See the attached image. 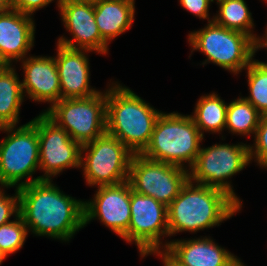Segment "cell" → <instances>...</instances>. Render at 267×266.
I'll list each match as a JSON object with an SVG mask.
<instances>
[{
    "label": "cell",
    "mask_w": 267,
    "mask_h": 266,
    "mask_svg": "<svg viewBox=\"0 0 267 266\" xmlns=\"http://www.w3.org/2000/svg\"><path fill=\"white\" fill-rule=\"evenodd\" d=\"M18 193L19 214L34 234L69 241L84 227V202L62 193L52 180L24 185Z\"/></svg>",
    "instance_id": "1"
},
{
    "label": "cell",
    "mask_w": 267,
    "mask_h": 266,
    "mask_svg": "<svg viewBox=\"0 0 267 266\" xmlns=\"http://www.w3.org/2000/svg\"><path fill=\"white\" fill-rule=\"evenodd\" d=\"M240 208L224 191L188 180L179 195L167 206L169 236L219 226Z\"/></svg>",
    "instance_id": "2"
},
{
    "label": "cell",
    "mask_w": 267,
    "mask_h": 266,
    "mask_svg": "<svg viewBox=\"0 0 267 266\" xmlns=\"http://www.w3.org/2000/svg\"><path fill=\"white\" fill-rule=\"evenodd\" d=\"M106 91V133L120 140L133 154L149 144L161 111L127 87L114 84Z\"/></svg>",
    "instance_id": "3"
},
{
    "label": "cell",
    "mask_w": 267,
    "mask_h": 266,
    "mask_svg": "<svg viewBox=\"0 0 267 266\" xmlns=\"http://www.w3.org/2000/svg\"><path fill=\"white\" fill-rule=\"evenodd\" d=\"M204 135L201 134L190 115L161 113L146 148L140 153L145 158L191 168Z\"/></svg>",
    "instance_id": "4"
},
{
    "label": "cell",
    "mask_w": 267,
    "mask_h": 266,
    "mask_svg": "<svg viewBox=\"0 0 267 266\" xmlns=\"http://www.w3.org/2000/svg\"><path fill=\"white\" fill-rule=\"evenodd\" d=\"M188 36L193 50H199L207 56L203 64L211 61L234 74L246 69L255 55L251 36L220 26L213 19H208L205 28Z\"/></svg>",
    "instance_id": "5"
},
{
    "label": "cell",
    "mask_w": 267,
    "mask_h": 266,
    "mask_svg": "<svg viewBox=\"0 0 267 266\" xmlns=\"http://www.w3.org/2000/svg\"><path fill=\"white\" fill-rule=\"evenodd\" d=\"M14 128L0 127L1 131L9 132L0 142V185L6 188L15 185L19 188L41 180V176L31 177L39 168L37 128L31 122ZM26 177L27 180L22 181Z\"/></svg>",
    "instance_id": "6"
},
{
    "label": "cell",
    "mask_w": 267,
    "mask_h": 266,
    "mask_svg": "<svg viewBox=\"0 0 267 266\" xmlns=\"http://www.w3.org/2000/svg\"><path fill=\"white\" fill-rule=\"evenodd\" d=\"M43 113L83 145L106 133V92L86 98L60 99Z\"/></svg>",
    "instance_id": "7"
},
{
    "label": "cell",
    "mask_w": 267,
    "mask_h": 266,
    "mask_svg": "<svg viewBox=\"0 0 267 266\" xmlns=\"http://www.w3.org/2000/svg\"><path fill=\"white\" fill-rule=\"evenodd\" d=\"M132 156L120 140L105 133L82 145L80 167L90 186L117 185L128 181Z\"/></svg>",
    "instance_id": "8"
},
{
    "label": "cell",
    "mask_w": 267,
    "mask_h": 266,
    "mask_svg": "<svg viewBox=\"0 0 267 266\" xmlns=\"http://www.w3.org/2000/svg\"><path fill=\"white\" fill-rule=\"evenodd\" d=\"M249 163V145L214 144L200 148L194 164L189 168V180L220 189L242 206L231 184L225 180L243 170Z\"/></svg>",
    "instance_id": "9"
},
{
    "label": "cell",
    "mask_w": 267,
    "mask_h": 266,
    "mask_svg": "<svg viewBox=\"0 0 267 266\" xmlns=\"http://www.w3.org/2000/svg\"><path fill=\"white\" fill-rule=\"evenodd\" d=\"M189 180V170L133 154L128 182L133 191L168 206Z\"/></svg>",
    "instance_id": "10"
},
{
    "label": "cell",
    "mask_w": 267,
    "mask_h": 266,
    "mask_svg": "<svg viewBox=\"0 0 267 266\" xmlns=\"http://www.w3.org/2000/svg\"><path fill=\"white\" fill-rule=\"evenodd\" d=\"M131 218L125 241L135 242L142 257L160 250L161 236H169L167 206L131 188Z\"/></svg>",
    "instance_id": "11"
},
{
    "label": "cell",
    "mask_w": 267,
    "mask_h": 266,
    "mask_svg": "<svg viewBox=\"0 0 267 266\" xmlns=\"http://www.w3.org/2000/svg\"><path fill=\"white\" fill-rule=\"evenodd\" d=\"M36 128L39 139V169L41 180H51L66 168H79L82 145L74 141L66 130L57 126L44 113L30 121Z\"/></svg>",
    "instance_id": "12"
},
{
    "label": "cell",
    "mask_w": 267,
    "mask_h": 266,
    "mask_svg": "<svg viewBox=\"0 0 267 266\" xmlns=\"http://www.w3.org/2000/svg\"><path fill=\"white\" fill-rule=\"evenodd\" d=\"M92 201L84 202V226L98 217L108 228L123 238L131 218V186L128 181L117 185L98 186Z\"/></svg>",
    "instance_id": "13"
},
{
    "label": "cell",
    "mask_w": 267,
    "mask_h": 266,
    "mask_svg": "<svg viewBox=\"0 0 267 266\" xmlns=\"http://www.w3.org/2000/svg\"><path fill=\"white\" fill-rule=\"evenodd\" d=\"M65 28L73 35L72 39L60 37L58 44L71 49H86L105 54L108 44L101 38L94 15V4L59 3Z\"/></svg>",
    "instance_id": "14"
},
{
    "label": "cell",
    "mask_w": 267,
    "mask_h": 266,
    "mask_svg": "<svg viewBox=\"0 0 267 266\" xmlns=\"http://www.w3.org/2000/svg\"><path fill=\"white\" fill-rule=\"evenodd\" d=\"M55 62L59 74L61 99L86 98L97 94L89 86V60L86 49H71L57 43ZM85 51V52H83Z\"/></svg>",
    "instance_id": "15"
},
{
    "label": "cell",
    "mask_w": 267,
    "mask_h": 266,
    "mask_svg": "<svg viewBox=\"0 0 267 266\" xmlns=\"http://www.w3.org/2000/svg\"><path fill=\"white\" fill-rule=\"evenodd\" d=\"M35 25L31 16L15 9L0 14V62L11 66L12 60L25 58L34 43Z\"/></svg>",
    "instance_id": "16"
},
{
    "label": "cell",
    "mask_w": 267,
    "mask_h": 266,
    "mask_svg": "<svg viewBox=\"0 0 267 266\" xmlns=\"http://www.w3.org/2000/svg\"><path fill=\"white\" fill-rule=\"evenodd\" d=\"M22 62L25 73L21 82L23 94L27 93L29 98L37 102H50L51 105L58 102L61 88L55 57L30 56Z\"/></svg>",
    "instance_id": "17"
},
{
    "label": "cell",
    "mask_w": 267,
    "mask_h": 266,
    "mask_svg": "<svg viewBox=\"0 0 267 266\" xmlns=\"http://www.w3.org/2000/svg\"><path fill=\"white\" fill-rule=\"evenodd\" d=\"M161 247L184 266H233L239 261L210 237L170 241Z\"/></svg>",
    "instance_id": "18"
},
{
    "label": "cell",
    "mask_w": 267,
    "mask_h": 266,
    "mask_svg": "<svg viewBox=\"0 0 267 266\" xmlns=\"http://www.w3.org/2000/svg\"><path fill=\"white\" fill-rule=\"evenodd\" d=\"M135 1L97 0L94 15L101 38L108 44L111 39L124 33L134 21Z\"/></svg>",
    "instance_id": "19"
},
{
    "label": "cell",
    "mask_w": 267,
    "mask_h": 266,
    "mask_svg": "<svg viewBox=\"0 0 267 266\" xmlns=\"http://www.w3.org/2000/svg\"><path fill=\"white\" fill-rule=\"evenodd\" d=\"M23 98L22 83L14 68L3 65L0 68V127L16 126Z\"/></svg>",
    "instance_id": "20"
},
{
    "label": "cell",
    "mask_w": 267,
    "mask_h": 266,
    "mask_svg": "<svg viewBox=\"0 0 267 266\" xmlns=\"http://www.w3.org/2000/svg\"><path fill=\"white\" fill-rule=\"evenodd\" d=\"M227 106L224 100L212 93L198 100L194 115L190 116L202 135L204 131L221 132L226 127Z\"/></svg>",
    "instance_id": "21"
},
{
    "label": "cell",
    "mask_w": 267,
    "mask_h": 266,
    "mask_svg": "<svg viewBox=\"0 0 267 266\" xmlns=\"http://www.w3.org/2000/svg\"><path fill=\"white\" fill-rule=\"evenodd\" d=\"M219 4V13L213 17V21L229 30L238 31L251 36L256 35L251 32L253 28V18L244 0H216Z\"/></svg>",
    "instance_id": "22"
},
{
    "label": "cell",
    "mask_w": 267,
    "mask_h": 266,
    "mask_svg": "<svg viewBox=\"0 0 267 266\" xmlns=\"http://www.w3.org/2000/svg\"><path fill=\"white\" fill-rule=\"evenodd\" d=\"M261 117L262 115L250 102L239 97L227 106L225 128L233 134H255Z\"/></svg>",
    "instance_id": "23"
},
{
    "label": "cell",
    "mask_w": 267,
    "mask_h": 266,
    "mask_svg": "<svg viewBox=\"0 0 267 266\" xmlns=\"http://www.w3.org/2000/svg\"><path fill=\"white\" fill-rule=\"evenodd\" d=\"M246 69L250 96L244 97V99L250 102L262 116H266L267 66L253 59Z\"/></svg>",
    "instance_id": "24"
},
{
    "label": "cell",
    "mask_w": 267,
    "mask_h": 266,
    "mask_svg": "<svg viewBox=\"0 0 267 266\" xmlns=\"http://www.w3.org/2000/svg\"><path fill=\"white\" fill-rule=\"evenodd\" d=\"M15 219L0 226V250L6 257L20 250L28 235L22 216L18 214Z\"/></svg>",
    "instance_id": "25"
},
{
    "label": "cell",
    "mask_w": 267,
    "mask_h": 266,
    "mask_svg": "<svg viewBox=\"0 0 267 266\" xmlns=\"http://www.w3.org/2000/svg\"><path fill=\"white\" fill-rule=\"evenodd\" d=\"M254 141L255 146L249 145L250 161L255 158L260 166L267 168V115L261 117Z\"/></svg>",
    "instance_id": "26"
},
{
    "label": "cell",
    "mask_w": 267,
    "mask_h": 266,
    "mask_svg": "<svg viewBox=\"0 0 267 266\" xmlns=\"http://www.w3.org/2000/svg\"><path fill=\"white\" fill-rule=\"evenodd\" d=\"M15 214V217L19 214V193L16 189L14 197L6 196L4 191L0 188V226L9 221V218Z\"/></svg>",
    "instance_id": "27"
},
{
    "label": "cell",
    "mask_w": 267,
    "mask_h": 266,
    "mask_svg": "<svg viewBox=\"0 0 267 266\" xmlns=\"http://www.w3.org/2000/svg\"><path fill=\"white\" fill-rule=\"evenodd\" d=\"M211 2L214 0H180L183 8L201 19L209 18L208 9Z\"/></svg>",
    "instance_id": "28"
},
{
    "label": "cell",
    "mask_w": 267,
    "mask_h": 266,
    "mask_svg": "<svg viewBox=\"0 0 267 266\" xmlns=\"http://www.w3.org/2000/svg\"><path fill=\"white\" fill-rule=\"evenodd\" d=\"M53 0H11L12 9L26 15H33L36 10L45 7Z\"/></svg>",
    "instance_id": "29"
},
{
    "label": "cell",
    "mask_w": 267,
    "mask_h": 266,
    "mask_svg": "<svg viewBox=\"0 0 267 266\" xmlns=\"http://www.w3.org/2000/svg\"><path fill=\"white\" fill-rule=\"evenodd\" d=\"M152 253H158L161 257H162V260L164 261L163 264L164 266H184L182 265L180 262H178L166 249L164 250H156V251H153L149 254H152Z\"/></svg>",
    "instance_id": "30"
},
{
    "label": "cell",
    "mask_w": 267,
    "mask_h": 266,
    "mask_svg": "<svg viewBox=\"0 0 267 266\" xmlns=\"http://www.w3.org/2000/svg\"><path fill=\"white\" fill-rule=\"evenodd\" d=\"M265 38V39H263ZM263 38H255L254 39V52H256L258 49L260 48H264V47H267V30H266V34H265V37ZM262 63L263 65L267 66V63L265 62H260Z\"/></svg>",
    "instance_id": "31"
},
{
    "label": "cell",
    "mask_w": 267,
    "mask_h": 266,
    "mask_svg": "<svg viewBox=\"0 0 267 266\" xmlns=\"http://www.w3.org/2000/svg\"><path fill=\"white\" fill-rule=\"evenodd\" d=\"M11 8V0H0V14L6 13Z\"/></svg>",
    "instance_id": "32"
},
{
    "label": "cell",
    "mask_w": 267,
    "mask_h": 266,
    "mask_svg": "<svg viewBox=\"0 0 267 266\" xmlns=\"http://www.w3.org/2000/svg\"><path fill=\"white\" fill-rule=\"evenodd\" d=\"M97 0H58V6L59 3H91L94 4Z\"/></svg>",
    "instance_id": "33"
},
{
    "label": "cell",
    "mask_w": 267,
    "mask_h": 266,
    "mask_svg": "<svg viewBox=\"0 0 267 266\" xmlns=\"http://www.w3.org/2000/svg\"><path fill=\"white\" fill-rule=\"evenodd\" d=\"M7 258L5 254L0 250V264L3 262V260Z\"/></svg>",
    "instance_id": "34"
},
{
    "label": "cell",
    "mask_w": 267,
    "mask_h": 266,
    "mask_svg": "<svg viewBox=\"0 0 267 266\" xmlns=\"http://www.w3.org/2000/svg\"><path fill=\"white\" fill-rule=\"evenodd\" d=\"M233 266H245L243 265V263L239 260L236 264H234Z\"/></svg>",
    "instance_id": "35"
}]
</instances>
